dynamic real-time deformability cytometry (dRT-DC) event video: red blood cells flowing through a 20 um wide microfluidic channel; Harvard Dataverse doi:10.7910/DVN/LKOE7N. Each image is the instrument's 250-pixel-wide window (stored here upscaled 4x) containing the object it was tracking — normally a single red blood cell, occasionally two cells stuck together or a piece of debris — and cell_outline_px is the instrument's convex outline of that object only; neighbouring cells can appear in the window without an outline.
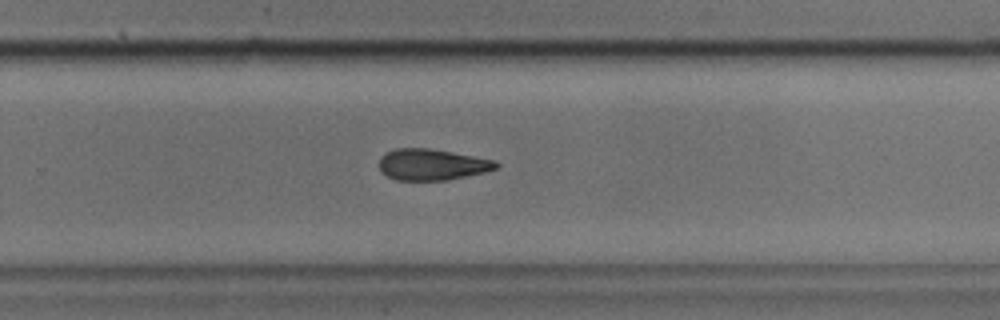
{"species": "common noctule bat (a hibernating species)", "species_latin": "Nyctalus noctula", "temperature_condition": "cold", "stored_images_in_passage": 27, "camera_frame_rate_fps": 3000, "um_per_image_px": 0.085, "animal": {"sex": "male", "body_mass_g": 17.9, "forearm_length_mm": 54.2}, "frame": {"image": 1, "passage_image": 16, "time_ms": 5.0, "image_size_px": [1000, 320], "cell_outline_px": [[500, 164], [496, 168], [484, 172], [448, 180], [396, 180], [388, 176], [380, 168], [380, 156], [384, 152], [396, 148], [428, 148], [452, 152], [496, 160]], "centroid_in_image_um": [36.72, 13.98], "position_along_channel_um": 293.1, "area_um2": 21.21}}